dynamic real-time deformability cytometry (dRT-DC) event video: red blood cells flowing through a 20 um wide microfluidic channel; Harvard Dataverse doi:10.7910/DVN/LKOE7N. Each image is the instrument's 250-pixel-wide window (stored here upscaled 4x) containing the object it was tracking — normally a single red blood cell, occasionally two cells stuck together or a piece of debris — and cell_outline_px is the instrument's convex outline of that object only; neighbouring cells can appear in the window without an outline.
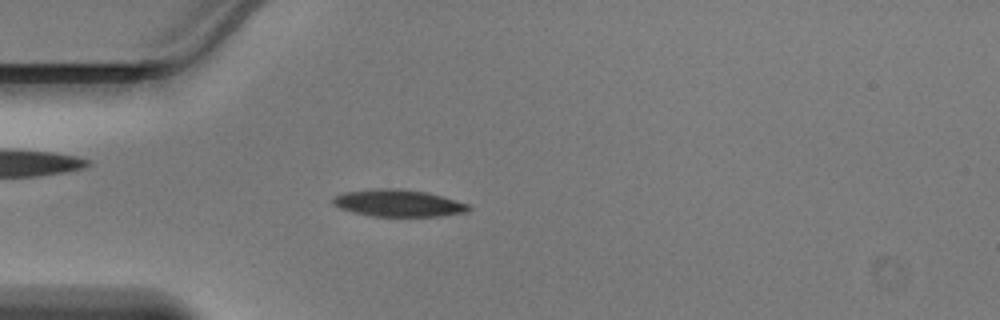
{"species": "Egyptian fruit bat (a non-hibernating species)", "species_latin": "Rousettus aegyptiacus", "temperature_condition": "warm", "stored_images_in_passage": 46, "camera_frame_rate_fps": 3000, "um_per_image_px": 0.085, "animal": {"sex": "male"}, "frame": {"image": 1, "passage_image": 12, "time_ms": 3.667, "image_size_px": [1000, 320], "cell_outline_px": [[472, 208], [468, 212], [440, 216], [376, 216], [352, 212], [340, 208], [332, 204], [332, 196], [344, 192], [380, 188], [388, 188], [424, 192], [440, 196], [468, 204]], "centroid_in_image_um": [33.82, 17.27], "position_along_channel_um": 51.2, "area_um2": 21.1}}
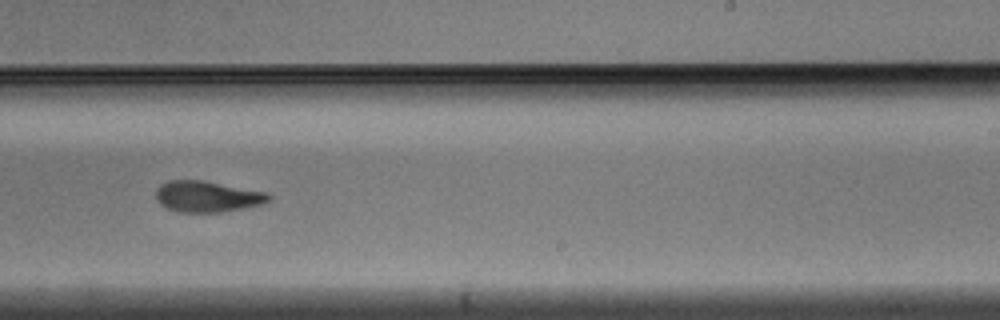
{"frame": {"image": 2, "passage_image": 28, "time_ms": 9.0, "image_size_px": [1000, 320], "cell_outline_px": [[272, 200], [260, 204], [244, 208], [220, 212], [180, 212], [168, 208], [160, 204], [156, 200], [156, 188], [160, 184], [168, 180], [200, 180], [268, 192], [272, 196]], "centroid_in_image_um": [17.62, 16.7], "position_along_channel_um": 271.4, "area_um2": 20.46}}
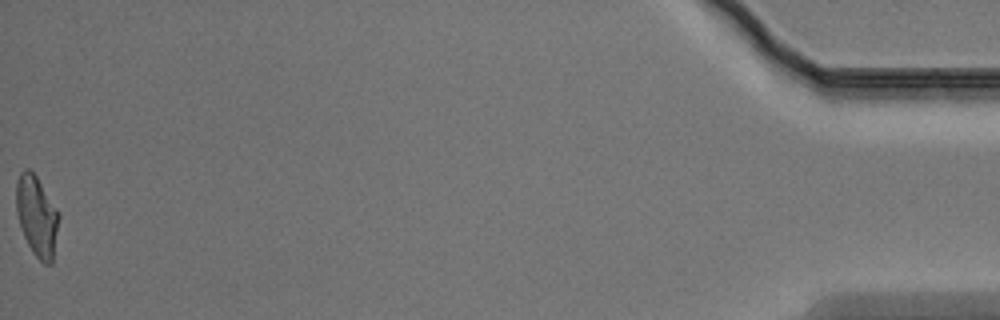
{"frame": {"image": 3, "passage_image": 46, "time_ms": 15.0, "image_size_px": [1000, 320], "cell_outline_px": [[60, 216], [52, 264], [44, 264], [32, 252], [24, 236], [16, 212], [16, 180], [20, 172], [24, 168], [28, 168], [36, 176], [60, 212]], "centroid_in_image_um": [3.14, 18.35], "position_along_channel_um": 432.1, "area_um2": 20.11}}